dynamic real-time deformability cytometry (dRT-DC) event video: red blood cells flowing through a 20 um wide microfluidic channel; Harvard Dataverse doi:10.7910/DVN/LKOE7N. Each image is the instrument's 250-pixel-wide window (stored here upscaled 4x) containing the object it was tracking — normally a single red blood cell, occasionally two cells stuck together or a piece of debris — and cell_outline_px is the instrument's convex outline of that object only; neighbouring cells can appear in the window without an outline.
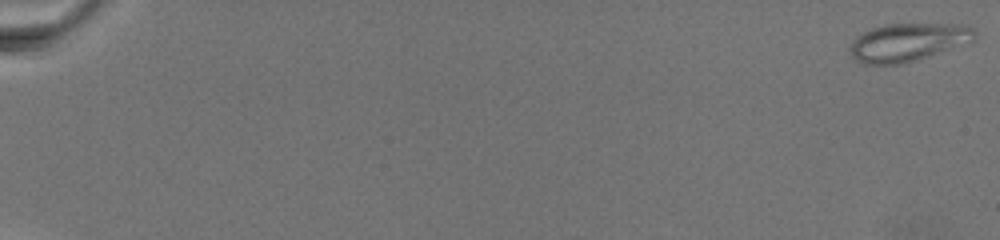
{"species": "common noctule bat (a hibernating species)", "species_latin": "Nyctalus noctula", "temperature_condition": "warm", "stored_images_in_passage": 74, "camera_frame_rate_fps": 3000, "um_per_image_px": 0.085, "animal": {"sex": "female", "body_mass_g": 19.5, "forearm_length_mm": 54.1}, "frame": {"image": 1, "passage_image": 1, "time_ms": 0.0, "image_size_px": [1000, 240], "cell_outline_px": [[976, 40], [972, 44], [904, 64], [864, 64], [856, 60], [852, 56], [852, 40], [856, 36], [872, 28], [888, 24], [964, 24], [976, 28]], "centroid_in_image_um": [77.31, 3.59], "position_along_channel_um": 7.7, "area_um2": 28.26}}
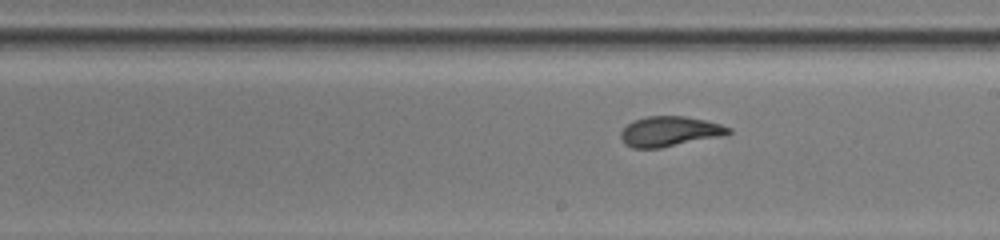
{"frame": {"image": 2, "passage_image": 46, "time_ms": 15.0, "image_size_px": [1000, 240], "cell_outline_px": [[732, 132], [728, 136], [660, 148], [632, 148], [624, 144], [620, 136], [620, 132], [632, 120], [648, 116], [684, 116], [704, 120], [720, 124], [732, 128]], "centroid_in_image_um": [56.96, 11.18], "position_along_channel_um": 232.0, "area_um2": 19.25}}
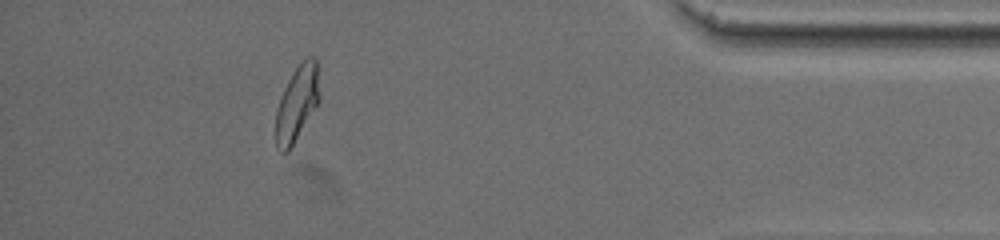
{"frame": {"image": 3, "passage_image": 68, "time_ms": 22.333, "image_size_px": [1000, 240], "cell_outline_px": [[320, 100], [288, 152], [280, 152], [276, 148], [276, 112], [284, 88], [288, 80], [296, 68], [308, 56], [316, 56], [320, 96]], "centroid_in_image_um": [25.26, 8.79], "position_along_channel_um": 409.9, "area_um2": 18.96}}